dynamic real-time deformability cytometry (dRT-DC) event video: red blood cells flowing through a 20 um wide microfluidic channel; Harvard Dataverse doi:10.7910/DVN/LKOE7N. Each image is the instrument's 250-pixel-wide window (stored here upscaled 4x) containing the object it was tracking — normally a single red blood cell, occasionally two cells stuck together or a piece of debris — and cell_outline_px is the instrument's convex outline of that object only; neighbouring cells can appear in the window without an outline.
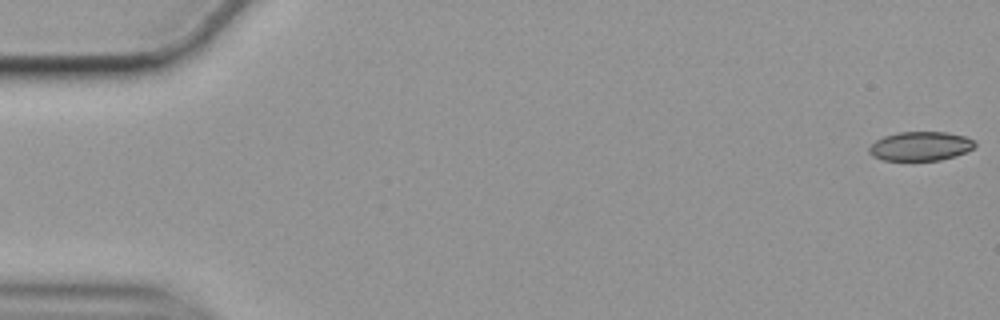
{"species": "common noctule bat (a hibernating species)", "species_latin": "Nyctalus noctula", "temperature_condition": "cold", "stored_images_in_passage": 57, "camera_frame_rate_fps": 3000, "um_per_image_px": 0.085, "animal": {"sex": "female", "body_mass_g": 19.9}, "frame": {"image": 1, "passage_image": 1, "time_ms": 0.0, "image_size_px": [1000, 320], "cell_outline_px": [[976, 144], [972, 148], [956, 156], [940, 160], [884, 160], [872, 156], [868, 152], [868, 148], [876, 140], [884, 136], [900, 132], [948, 132], [964, 136], [976, 140]], "centroid_in_image_um": [78.24, 12.42], "position_along_channel_um": 6.8, "area_um2": 17.92}}
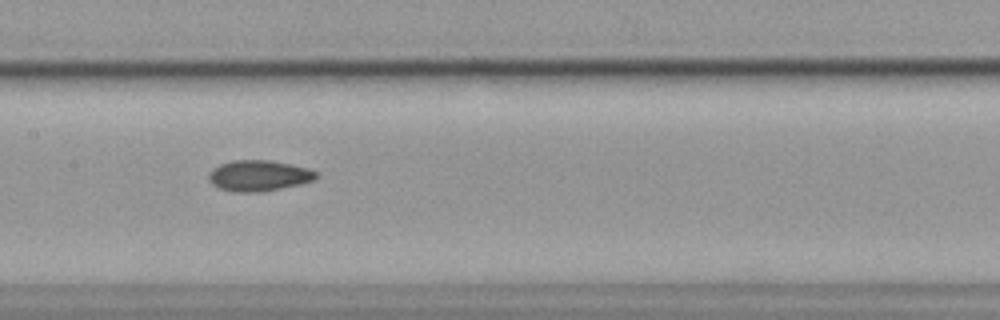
{"frame": {"image": 2, "passage_image": 28, "time_ms": 9.0, "image_size_px": [1000, 320], "cell_outline_px": [[320, 176], [312, 180], [300, 184], [280, 188], [256, 192], [236, 192], [220, 188], [212, 184], [208, 180], [208, 172], [212, 168], [220, 164], [232, 160], [272, 160], [292, 164], [308, 168], [316, 172]], "centroid_in_image_um": [21.97, 14.91], "position_along_channel_um": 185.4, "area_um2": 19.36}}
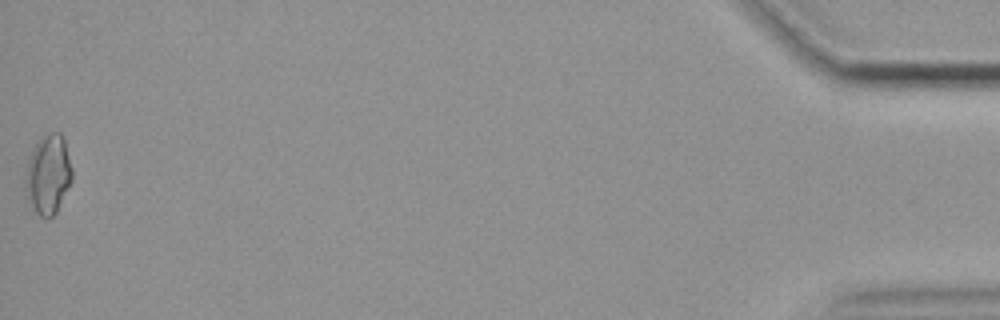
{"frame": {"image": 3, "passage_image": 57, "time_ms": 18.667, "image_size_px": [1000, 320], "cell_outline_px": [[72, 180], [56, 212], [52, 216], [40, 216], [36, 212], [28, 196], [24, 184], [24, 180], [28, 156], [36, 144], [48, 132], [60, 132], [64, 140], [72, 168]], "centroid_in_image_um": [4.09, 14.79], "position_along_channel_um": 431.1, "area_um2": 21.27}, "authors_computed_cell_mechanics": {"area_um2": 18.8428, "velocity_mm_per_s": 3.5372, "shape_relaxation_time_tau1_ms": 9.4594, "shape_relaxation_time_tau2_ms": 10.755, "deformation_change_tau1": 0.1356, "deformation_change_tau2": 0.1398}}